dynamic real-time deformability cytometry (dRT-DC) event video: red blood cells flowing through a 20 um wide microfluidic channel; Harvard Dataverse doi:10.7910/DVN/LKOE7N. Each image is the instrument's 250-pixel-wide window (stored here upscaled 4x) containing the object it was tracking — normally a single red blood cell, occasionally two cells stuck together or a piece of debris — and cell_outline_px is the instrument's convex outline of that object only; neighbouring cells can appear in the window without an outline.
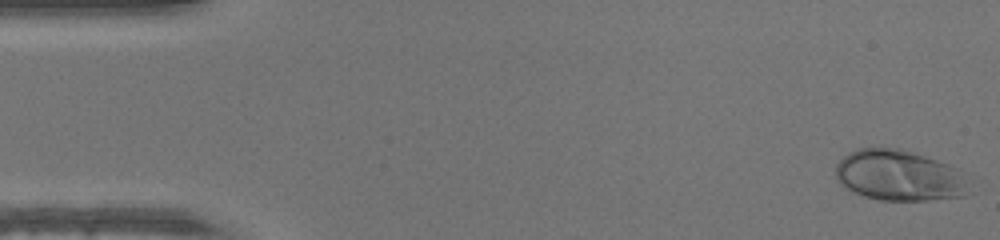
{"species": "human", "species_latin": "Homo sapiens", "temperature_condition": "warm", "stored_images_in_passage": 48, "camera_frame_rate_fps": 3000, "um_per_image_px": 0.085, "donor": {"sex": "male"}, "frame": {"image": 1, "passage_image": 1, "time_ms": 0.0, "image_size_px": [1000, 240], "cell_outline_px": [[964, 196], [924, 200], [880, 200], [864, 196], [840, 184], [836, 180], [836, 164], [848, 152], [860, 148], [900, 148], [948, 164], [956, 168]], "centroid_in_image_um": [76.27, 14.9], "position_along_channel_um": 8.7, "area_um2": 38.21}}
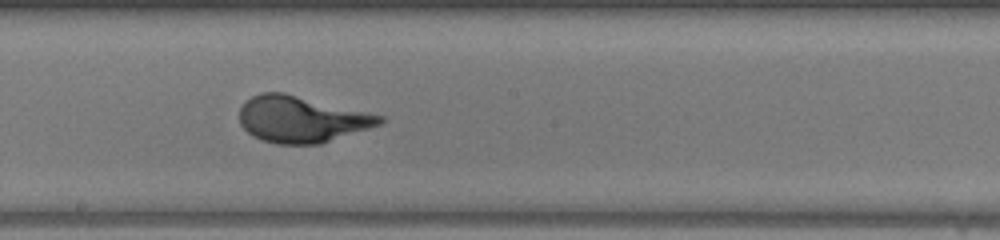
{"frame": {"image": 2, "passage_image": 26, "time_ms": 8.333, "image_size_px": [1000, 240], "cell_outline_px": [[384, 120], [380, 124], [320, 144], [276, 144], [260, 140], [252, 136], [240, 124], [240, 108], [244, 100], [260, 92], [284, 92], [384, 116]], "centroid_in_image_um": [25.57, 10.13], "position_along_channel_um": 222.6, "area_um2": 37.86}}
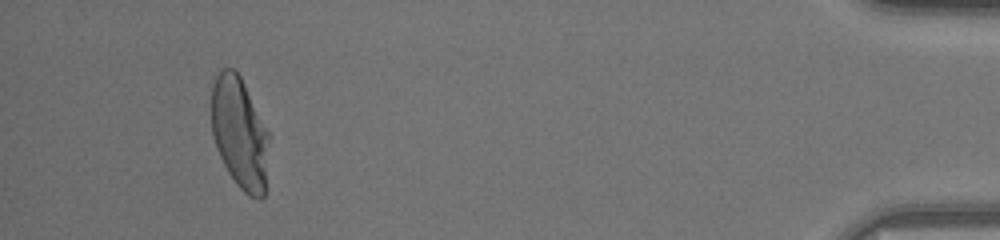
{"frame": {"image": 3, "passage_image": 45, "time_ms": 14.667, "image_size_px": [1000, 240], "cell_outline_px": [[268, 140], [264, 196], [260, 200], [248, 196], [236, 184], [228, 172], [216, 148], [212, 132], [212, 84], [220, 68], [232, 68], [240, 76], [268, 132]], "centroid_in_image_um": [20.34, 11.31], "position_along_channel_um": 414.9, "area_um2": 36.93}}